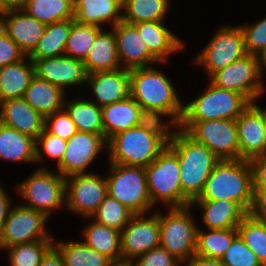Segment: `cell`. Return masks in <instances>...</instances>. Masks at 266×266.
I'll return each mask as SVG.
<instances>
[{"instance_id": "obj_27", "label": "cell", "mask_w": 266, "mask_h": 266, "mask_svg": "<svg viewBox=\"0 0 266 266\" xmlns=\"http://www.w3.org/2000/svg\"><path fill=\"white\" fill-rule=\"evenodd\" d=\"M74 20L81 24L100 27V23L111 21L115 26L122 21V0H73ZM112 19V20H111Z\"/></svg>"}, {"instance_id": "obj_24", "label": "cell", "mask_w": 266, "mask_h": 266, "mask_svg": "<svg viewBox=\"0 0 266 266\" xmlns=\"http://www.w3.org/2000/svg\"><path fill=\"white\" fill-rule=\"evenodd\" d=\"M204 210L203 219L209 229L237 228L248 214L237 202L230 200H193Z\"/></svg>"}, {"instance_id": "obj_40", "label": "cell", "mask_w": 266, "mask_h": 266, "mask_svg": "<svg viewBox=\"0 0 266 266\" xmlns=\"http://www.w3.org/2000/svg\"><path fill=\"white\" fill-rule=\"evenodd\" d=\"M135 214L115 198L107 195L96 212L95 222L121 231Z\"/></svg>"}, {"instance_id": "obj_41", "label": "cell", "mask_w": 266, "mask_h": 266, "mask_svg": "<svg viewBox=\"0 0 266 266\" xmlns=\"http://www.w3.org/2000/svg\"><path fill=\"white\" fill-rule=\"evenodd\" d=\"M53 246L51 240H36L8 247L11 266H40L43 256Z\"/></svg>"}, {"instance_id": "obj_55", "label": "cell", "mask_w": 266, "mask_h": 266, "mask_svg": "<svg viewBox=\"0 0 266 266\" xmlns=\"http://www.w3.org/2000/svg\"><path fill=\"white\" fill-rule=\"evenodd\" d=\"M131 258H126V257H119L115 259H110L107 263V266H136L133 264Z\"/></svg>"}, {"instance_id": "obj_52", "label": "cell", "mask_w": 266, "mask_h": 266, "mask_svg": "<svg viewBox=\"0 0 266 266\" xmlns=\"http://www.w3.org/2000/svg\"><path fill=\"white\" fill-rule=\"evenodd\" d=\"M8 196L5 194L4 189L0 186V237L2 235L4 223L6 221L7 216L10 212V204H9Z\"/></svg>"}, {"instance_id": "obj_28", "label": "cell", "mask_w": 266, "mask_h": 266, "mask_svg": "<svg viewBox=\"0 0 266 266\" xmlns=\"http://www.w3.org/2000/svg\"><path fill=\"white\" fill-rule=\"evenodd\" d=\"M61 88L37 77H33L29 87L25 90L23 99L42 116L46 117L54 112L63 110L65 99Z\"/></svg>"}, {"instance_id": "obj_23", "label": "cell", "mask_w": 266, "mask_h": 266, "mask_svg": "<svg viewBox=\"0 0 266 266\" xmlns=\"http://www.w3.org/2000/svg\"><path fill=\"white\" fill-rule=\"evenodd\" d=\"M163 21H143L132 24L145 42L149 52L159 61H166L172 52L181 49L184 44L169 29L162 25Z\"/></svg>"}, {"instance_id": "obj_34", "label": "cell", "mask_w": 266, "mask_h": 266, "mask_svg": "<svg viewBox=\"0 0 266 266\" xmlns=\"http://www.w3.org/2000/svg\"><path fill=\"white\" fill-rule=\"evenodd\" d=\"M84 237V244L95 249L109 259L122 256L121 232L119 230L94 221L85 228Z\"/></svg>"}, {"instance_id": "obj_45", "label": "cell", "mask_w": 266, "mask_h": 266, "mask_svg": "<svg viewBox=\"0 0 266 266\" xmlns=\"http://www.w3.org/2000/svg\"><path fill=\"white\" fill-rule=\"evenodd\" d=\"M36 143V161L43 160V154L38 145L41 143L44 152L57 160V165L62 161L64 152L67 146V140H64L57 135L49 133L45 128L43 132L35 139ZM39 143V144H38Z\"/></svg>"}, {"instance_id": "obj_29", "label": "cell", "mask_w": 266, "mask_h": 266, "mask_svg": "<svg viewBox=\"0 0 266 266\" xmlns=\"http://www.w3.org/2000/svg\"><path fill=\"white\" fill-rule=\"evenodd\" d=\"M29 65L22 60L0 68V102L8 99L23 98L35 76L33 61L26 56Z\"/></svg>"}, {"instance_id": "obj_16", "label": "cell", "mask_w": 266, "mask_h": 266, "mask_svg": "<svg viewBox=\"0 0 266 266\" xmlns=\"http://www.w3.org/2000/svg\"><path fill=\"white\" fill-rule=\"evenodd\" d=\"M107 144L104 135L77 131L67 140L62 161L57 165L63 177L84 173L95 156Z\"/></svg>"}, {"instance_id": "obj_33", "label": "cell", "mask_w": 266, "mask_h": 266, "mask_svg": "<svg viewBox=\"0 0 266 266\" xmlns=\"http://www.w3.org/2000/svg\"><path fill=\"white\" fill-rule=\"evenodd\" d=\"M63 109L73 120L78 131L104 135L102 107L96 103L77 99L68 104L64 103Z\"/></svg>"}, {"instance_id": "obj_7", "label": "cell", "mask_w": 266, "mask_h": 266, "mask_svg": "<svg viewBox=\"0 0 266 266\" xmlns=\"http://www.w3.org/2000/svg\"><path fill=\"white\" fill-rule=\"evenodd\" d=\"M110 167L111 176L106 178L108 195L135 215H143L152 206L144 167L114 163Z\"/></svg>"}, {"instance_id": "obj_22", "label": "cell", "mask_w": 266, "mask_h": 266, "mask_svg": "<svg viewBox=\"0 0 266 266\" xmlns=\"http://www.w3.org/2000/svg\"><path fill=\"white\" fill-rule=\"evenodd\" d=\"M0 122L36 139L44 130L45 117L23 98L0 102Z\"/></svg>"}, {"instance_id": "obj_20", "label": "cell", "mask_w": 266, "mask_h": 266, "mask_svg": "<svg viewBox=\"0 0 266 266\" xmlns=\"http://www.w3.org/2000/svg\"><path fill=\"white\" fill-rule=\"evenodd\" d=\"M240 159L266 154V132L260 114L249 106L236 119Z\"/></svg>"}, {"instance_id": "obj_11", "label": "cell", "mask_w": 266, "mask_h": 266, "mask_svg": "<svg viewBox=\"0 0 266 266\" xmlns=\"http://www.w3.org/2000/svg\"><path fill=\"white\" fill-rule=\"evenodd\" d=\"M210 78L209 83L222 89L241 93L250 102L263 92L259 81V60L255 55L245 54L226 68L214 72Z\"/></svg>"}, {"instance_id": "obj_42", "label": "cell", "mask_w": 266, "mask_h": 266, "mask_svg": "<svg viewBox=\"0 0 266 266\" xmlns=\"http://www.w3.org/2000/svg\"><path fill=\"white\" fill-rule=\"evenodd\" d=\"M159 115L169 116L168 113L159 109L141 107L139 111L138 126L148 132L154 133L155 135L160 137L167 145H169L173 140L175 133L169 131L170 125L166 124L163 126L161 124Z\"/></svg>"}, {"instance_id": "obj_8", "label": "cell", "mask_w": 266, "mask_h": 266, "mask_svg": "<svg viewBox=\"0 0 266 266\" xmlns=\"http://www.w3.org/2000/svg\"><path fill=\"white\" fill-rule=\"evenodd\" d=\"M152 205L161 199L171 208L182 207L180 164L178 156L168 147L148 166L144 167Z\"/></svg>"}, {"instance_id": "obj_15", "label": "cell", "mask_w": 266, "mask_h": 266, "mask_svg": "<svg viewBox=\"0 0 266 266\" xmlns=\"http://www.w3.org/2000/svg\"><path fill=\"white\" fill-rule=\"evenodd\" d=\"M120 232L122 257L137 258L160 246L159 214L149 218L136 214Z\"/></svg>"}, {"instance_id": "obj_10", "label": "cell", "mask_w": 266, "mask_h": 266, "mask_svg": "<svg viewBox=\"0 0 266 266\" xmlns=\"http://www.w3.org/2000/svg\"><path fill=\"white\" fill-rule=\"evenodd\" d=\"M18 191L28 200L29 205L49 216L52 209H56L65 203L66 181L60 173L53 174L44 168L37 170L24 183L18 187Z\"/></svg>"}, {"instance_id": "obj_21", "label": "cell", "mask_w": 266, "mask_h": 266, "mask_svg": "<svg viewBox=\"0 0 266 266\" xmlns=\"http://www.w3.org/2000/svg\"><path fill=\"white\" fill-rule=\"evenodd\" d=\"M86 82L92 87L99 107L122 101L130 96V70L125 67L115 71L87 74Z\"/></svg>"}, {"instance_id": "obj_25", "label": "cell", "mask_w": 266, "mask_h": 266, "mask_svg": "<svg viewBox=\"0 0 266 266\" xmlns=\"http://www.w3.org/2000/svg\"><path fill=\"white\" fill-rule=\"evenodd\" d=\"M140 109V105L131 96L102 107V122L106 141L119 132L138 126Z\"/></svg>"}, {"instance_id": "obj_4", "label": "cell", "mask_w": 266, "mask_h": 266, "mask_svg": "<svg viewBox=\"0 0 266 266\" xmlns=\"http://www.w3.org/2000/svg\"><path fill=\"white\" fill-rule=\"evenodd\" d=\"M110 163L146 167L167 144L154 133L139 126L119 132L107 141Z\"/></svg>"}, {"instance_id": "obj_54", "label": "cell", "mask_w": 266, "mask_h": 266, "mask_svg": "<svg viewBox=\"0 0 266 266\" xmlns=\"http://www.w3.org/2000/svg\"><path fill=\"white\" fill-rule=\"evenodd\" d=\"M25 0H0V13L6 10L22 9Z\"/></svg>"}, {"instance_id": "obj_19", "label": "cell", "mask_w": 266, "mask_h": 266, "mask_svg": "<svg viewBox=\"0 0 266 266\" xmlns=\"http://www.w3.org/2000/svg\"><path fill=\"white\" fill-rule=\"evenodd\" d=\"M119 62L124 60L126 69L147 67L158 61L148 50L137 29L124 21L113 26Z\"/></svg>"}, {"instance_id": "obj_44", "label": "cell", "mask_w": 266, "mask_h": 266, "mask_svg": "<svg viewBox=\"0 0 266 266\" xmlns=\"http://www.w3.org/2000/svg\"><path fill=\"white\" fill-rule=\"evenodd\" d=\"M240 27L244 36L246 54L259 56L266 50V18L251 27Z\"/></svg>"}, {"instance_id": "obj_30", "label": "cell", "mask_w": 266, "mask_h": 266, "mask_svg": "<svg viewBox=\"0 0 266 266\" xmlns=\"http://www.w3.org/2000/svg\"><path fill=\"white\" fill-rule=\"evenodd\" d=\"M0 158L35 162V139L0 122Z\"/></svg>"}, {"instance_id": "obj_39", "label": "cell", "mask_w": 266, "mask_h": 266, "mask_svg": "<svg viewBox=\"0 0 266 266\" xmlns=\"http://www.w3.org/2000/svg\"><path fill=\"white\" fill-rule=\"evenodd\" d=\"M100 30L98 26L81 24L73 19L63 54L84 61Z\"/></svg>"}, {"instance_id": "obj_31", "label": "cell", "mask_w": 266, "mask_h": 266, "mask_svg": "<svg viewBox=\"0 0 266 266\" xmlns=\"http://www.w3.org/2000/svg\"><path fill=\"white\" fill-rule=\"evenodd\" d=\"M73 19L46 25L43 36L34 51L28 56L32 61L44 57L64 55Z\"/></svg>"}, {"instance_id": "obj_49", "label": "cell", "mask_w": 266, "mask_h": 266, "mask_svg": "<svg viewBox=\"0 0 266 266\" xmlns=\"http://www.w3.org/2000/svg\"><path fill=\"white\" fill-rule=\"evenodd\" d=\"M252 168L253 188H266V154L249 160Z\"/></svg>"}, {"instance_id": "obj_51", "label": "cell", "mask_w": 266, "mask_h": 266, "mask_svg": "<svg viewBox=\"0 0 266 266\" xmlns=\"http://www.w3.org/2000/svg\"><path fill=\"white\" fill-rule=\"evenodd\" d=\"M40 266H65L60 252L54 245L45 253Z\"/></svg>"}, {"instance_id": "obj_57", "label": "cell", "mask_w": 266, "mask_h": 266, "mask_svg": "<svg viewBox=\"0 0 266 266\" xmlns=\"http://www.w3.org/2000/svg\"><path fill=\"white\" fill-rule=\"evenodd\" d=\"M258 60H259V73L261 75V66L265 65L266 68V50L264 52H262L261 54H259L258 56Z\"/></svg>"}, {"instance_id": "obj_26", "label": "cell", "mask_w": 266, "mask_h": 266, "mask_svg": "<svg viewBox=\"0 0 266 266\" xmlns=\"http://www.w3.org/2000/svg\"><path fill=\"white\" fill-rule=\"evenodd\" d=\"M87 74L120 69L114 31L96 34L93 45L83 61Z\"/></svg>"}, {"instance_id": "obj_36", "label": "cell", "mask_w": 266, "mask_h": 266, "mask_svg": "<svg viewBox=\"0 0 266 266\" xmlns=\"http://www.w3.org/2000/svg\"><path fill=\"white\" fill-rule=\"evenodd\" d=\"M168 0H122V21L135 24L143 21H162L168 9Z\"/></svg>"}, {"instance_id": "obj_2", "label": "cell", "mask_w": 266, "mask_h": 266, "mask_svg": "<svg viewBox=\"0 0 266 266\" xmlns=\"http://www.w3.org/2000/svg\"><path fill=\"white\" fill-rule=\"evenodd\" d=\"M252 168L249 160H220L204 189L194 200H230L237 202L247 213L253 204Z\"/></svg>"}, {"instance_id": "obj_38", "label": "cell", "mask_w": 266, "mask_h": 266, "mask_svg": "<svg viewBox=\"0 0 266 266\" xmlns=\"http://www.w3.org/2000/svg\"><path fill=\"white\" fill-rule=\"evenodd\" d=\"M54 247L60 252L65 266H107L110 260L83 242H60Z\"/></svg>"}, {"instance_id": "obj_50", "label": "cell", "mask_w": 266, "mask_h": 266, "mask_svg": "<svg viewBox=\"0 0 266 266\" xmlns=\"http://www.w3.org/2000/svg\"><path fill=\"white\" fill-rule=\"evenodd\" d=\"M253 204L250 214L258 219L266 220V188H253Z\"/></svg>"}, {"instance_id": "obj_5", "label": "cell", "mask_w": 266, "mask_h": 266, "mask_svg": "<svg viewBox=\"0 0 266 266\" xmlns=\"http://www.w3.org/2000/svg\"><path fill=\"white\" fill-rule=\"evenodd\" d=\"M197 143L205 145L220 160H239L236 120L181 121L178 125Z\"/></svg>"}, {"instance_id": "obj_1", "label": "cell", "mask_w": 266, "mask_h": 266, "mask_svg": "<svg viewBox=\"0 0 266 266\" xmlns=\"http://www.w3.org/2000/svg\"><path fill=\"white\" fill-rule=\"evenodd\" d=\"M167 146L178 156L180 164L182 207L191 206V202L202 193L206 180L220 159L183 130L176 132Z\"/></svg>"}, {"instance_id": "obj_43", "label": "cell", "mask_w": 266, "mask_h": 266, "mask_svg": "<svg viewBox=\"0 0 266 266\" xmlns=\"http://www.w3.org/2000/svg\"><path fill=\"white\" fill-rule=\"evenodd\" d=\"M224 266H262L255 253L238 235L220 259Z\"/></svg>"}, {"instance_id": "obj_12", "label": "cell", "mask_w": 266, "mask_h": 266, "mask_svg": "<svg viewBox=\"0 0 266 266\" xmlns=\"http://www.w3.org/2000/svg\"><path fill=\"white\" fill-rule=\"evenodd\" d=\"M47 216L33 208L18 205L10 210L0 237V248L33 242L51 240L45 231Z\"/></svg>"}, {"instance_id": "obj_6", "label": "cell", "mask_w": 266, "mask_h": 266, "mask_svg": "<svg viewBox=\"0 0 266 266\" xmlns=\"http://www.w3.org/2000/svg\"><path fill=\"white\" fill-rule=\"evenodd\" d=\"M250 101L241 93L210 83L207 91L184 106L181 121L236 120Z\"/></svg>"}, {"instance_id": "obj_14", "label": "cell", "mask_w": 266, "mask_h": 266, "mask_svg": "<svg viewBox=\"0 0 266 266\" xmlns=\"http://www.w3.org/2000/svg\"><path fill=\"white\" fill-rule=\"evenodd\" d=\"M246 54L241 27H223L198 55L197 62L207 66L209 75L226 68Z\"/></svg>"}, {"instance_id": "obj_13", "label": "cell", "mask_w": 266, "mask_h": 266, "mask_svg": "<svg viewBox=\"0 0 266 266\" xmlns=\"http://www.w3.org/2000/svg\"><path fill=\"white\" fill-rule=\"evenodd\" d=\"M65 204L71 211L91 217L108 195L106 179L97 175L78 173L65 177Z\"/></svg>"}, {"instance_id": "obj_48", "label": "cell", "mask_w": 266, "mask_h": 266, "mask_svg": "<svg viewBox=\"0 0 266 266\" xmlns=\"http://www.w3.org/2000/svg\"><path fill=\"white\" fill-rule=\"evenodd\" d=\"M25 54L0 26V68L24 59Z\"/></svg>"}, {"instance_id": "obj_18", "label": "cell", "mask_w": 266, "mask_h": 266, "mask_svg": "<svg viewBox=\"0 0 266 266\" xmlns=\"http://www.w3.org/2000/svg\"><path fill=\"white\" fill-rule=\"evenodd\" d=\"M0 26L26 56L34 51L46 29L44 23L28 15L25 11L22 13V9L1 12Z\"/></svg>"}, {"instance_id": "obj_35", "label": "cell", "mask_w": 266, "mask_h": 266, "mask_svg": "<svg viewBox=\"0 0 266 266\" xmlns=\"http://www.w3.org/2000/svg\"><path fill=\"white\" fill-rule=\"evenodd\" d=\"M237 236V228L209 229V233H204L198 228L195 254L207 258L221 259Z\"/></svg>"}, {"instance_id": "obj_3", "label": "cell", "mask_w": 266, "mask_h": 266, "mask_svg": "<svg viewBox=\"0 0 266 266\" xmlns=\"http://www.w3.org/2000/svg\"><path fill=\"white\" fill-rule=\"evenodd\" d=\"M130 96L143 108L159 109L172 116L170 125H179L184 106L180 103L171 82L150 67L130 70Z\"/></svg>"}, {"instance_id": "obj_46", "label": "cell", "mask_w": 266, "mask_h": 266, "mask_svg": "<svg viewBox=\"0 0 266 266\" xmlns=\"http://www.w3.org/2000/svg\"><path fill=\"white\" fill-rule=\"evenodd\" d=\"M64 111L63 109V112L60 110L46 116L44 128L53 135H57L64 140H69L78 130L68 113ZM50 122H52L51 126L48 125Z\"/></svg>"}, {"instance_id": "obj_17", "label": "cell", "mask_w": 266, "mask_h": 266, "mask_svg": "<svg viewBox=\"0 0 266 266\" xmlns=\"http://www.w3.org/2000/svg\"><path fill=\"white\" fill-rule=\"evenodd\" d=\"M35 75L62 90L65 86L86 82L87 72L82 60L67 56H53L33 61ZM64 87V88H63Z\"/></svg>"}, {"instance_id": "obj_9", "label": "cell", "mask_w": 266, "mask_h": 266, "mask_svg": "<svg viewBox=\"0 0 266 266\" xmlns=\"http://www.w3.org/2000/svg\"><path fill=\"white\" fill-rule=\"evenodd\" d=\"M189 207L171 208L168 215H159L160 246L180 261L196 253L198 228L188 214Z\"/></svg>"}, {"instance_id": "obj_37", "label": "cell", "mask_w": 266, "mask_h": 266, "mask_svg": "<svg viewBox=\"0 0 266 266\" xmlns=\"http://www.w3.org/2000/svg\"><path fill=\"white\" fill-rule=\"evenodd\" d=\"M238 235L255 253L262 266H266V220L248 213L237 226Z\"/></svg>"}, {"instance_id": "obj_53", "label": "cell", "mask_w": 266, "mask_h": 266, "mask_svg": "<svg viewBox=\"0 0 266 266\" xmlns=\"http://www.w3.org/2000/svg\"><path fill=\"white\" fill-rule=\"evenodd\" d=\"M187 266H224L220 259L194 255L188 260Z\"/></svg>"}, {"instance_id": "obj_32", "label": "cell", "mask_w": 266, "mask_h": 266, "mask_svg": "<svg viewBox=\"0 0 266 266\" xmlns=\"http://www.w3.org/2000/svg\"><path fill=\"white\" fill-rule=\"evenodd\" d=\"M28 15L45 25L74 19L73 0H25L22 7Z\"/></svg>"}, {"instance_id": "obj_47", "label": "cell", "mask_w": 266, "mask_h": 266, "mask_svg": "<svg viewBox=\"0 0 266 266\" xmlns=\"http://www.w3.org/2000/svg\"><path fill=\"white\" fill-rule=\"evenodd\" d=\"M138 257L136 266H178L177 263H179L177 258L161 246Z\"/></svg>"}, {"instance_id": "obj_56", "label": "cell", "mask_w": 266, "mask_h": 266, "mask_svg": "<svg viewBox=\"0 0 266 266\" xmlns=\"http://www.w3.org/2000/svg\"><path fill=\"white\" fill-rule=\"evenodd\" d=\"M250 105L260 114L266 132V110H262L259 106H257L254 100L250 102Z\"/></svg>"}]
</instances>
